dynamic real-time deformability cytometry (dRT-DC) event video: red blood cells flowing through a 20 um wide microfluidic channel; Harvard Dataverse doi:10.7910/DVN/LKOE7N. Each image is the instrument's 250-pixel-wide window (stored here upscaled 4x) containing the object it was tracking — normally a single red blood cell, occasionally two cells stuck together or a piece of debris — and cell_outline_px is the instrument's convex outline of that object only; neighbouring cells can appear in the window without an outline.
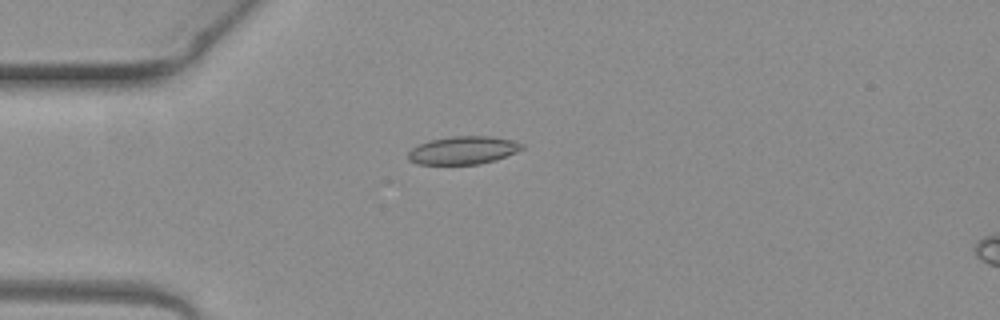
{"species": "common noctule bat (a hibernating species)", "species_latin": "Nyctalus noctula", "temperature_condition": "warm", "stored_images_in_passage": 6, "segment_of_instrument_passage": [1, 2], "camera_frame_rate_fps": 3000, "um_per_image_px": 0.085, "animal": {"sex": "female", "body_mass_g": 19.3, "forearm_length_mm": 54.1}, "frame": {"image": 1, "passage_image": 4, "time_ms": 1.0, "image_size_px": [1000, 320], "cell_outline_px": [[524, 148], [516, 152], [480, 164], [416, 164], [408, 160], [408, 152], [412, 148], [428, 140], [452, 136], [492, 136], [512, 140], [524, 144]], "centroid_in_image_um": [39.34, 12.76], "position_along_channel_um": 45.7, "area_um2": 18.5}}